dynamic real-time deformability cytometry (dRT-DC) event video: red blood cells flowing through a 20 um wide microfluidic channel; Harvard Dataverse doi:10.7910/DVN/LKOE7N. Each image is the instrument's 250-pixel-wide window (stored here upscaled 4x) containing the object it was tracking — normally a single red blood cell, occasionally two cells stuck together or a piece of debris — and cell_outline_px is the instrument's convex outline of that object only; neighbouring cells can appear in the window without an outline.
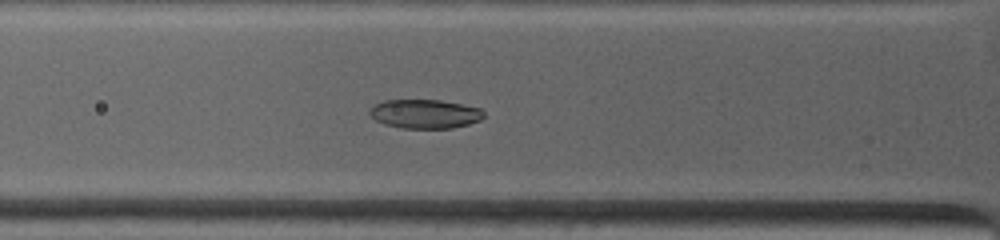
{"species": "common noctule bat (a hibernating species)", "species_latin": "Nyctalus noctula", "temperature_condition": "warm", "stored_images_in_passage": 44, "camera_frame_rate_fps": 4500, "um_per_image_px": 0.085, "animal": {"sex": "female", "body_mass_g": 19.0, "forearm_length_mm": 53.3}, "frame": {"image": 1, "passage_image": 7, "time_ms": 2.222, "image_size_px": [1000, 240], "cell_outline_px": [[484, 116], [480, 120], [468, 124], [452, 128], [404, 128], [384, 124], [376, 120], [368, 112], [376, 104], [384, 100], [440, 100], [480, 108], [484, 112]], "centroid_in_image_um": [36.13, 9.68], "position_along_channel_um": 89.7, "area_um2": 19.07}}
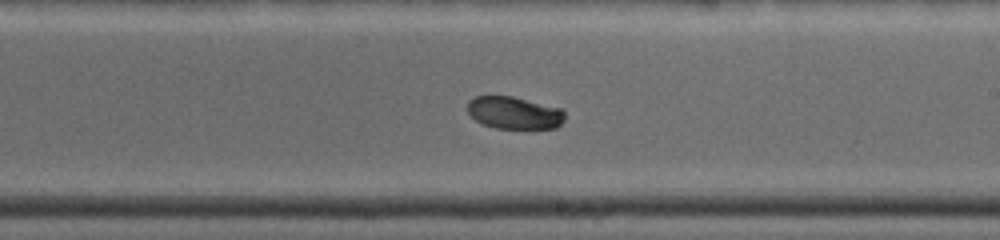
{"frame": {"image": 2, "passage_image": 19, "time_ms": 6.222, "image_size_px": [1000, 240], "cell_outline_px": [[564, 120], [556, 128], [496, 128], [484, 124], [476, 120], [468, 112], [468, 100], [476, 96], [512, 96], [560, 108], [564, 112]], "centroid_in_image_um": [43.7, 9.58], "position_along_channel_um": 245.3, "area_um2": 18.15}}
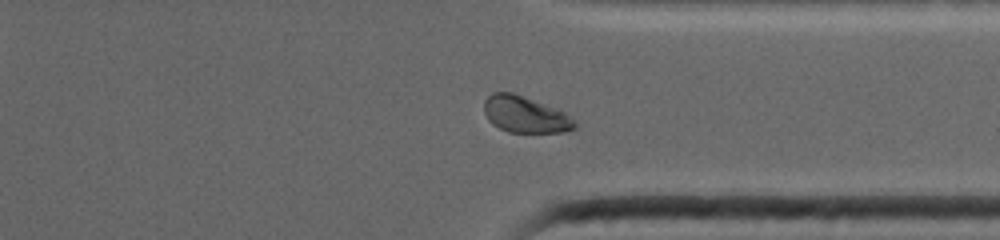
{"frame": {"image": 3, "passage_image": 32, "time_ms": 9.333, "image_size_px": [1000, 240], "cell_outline_px": [[576, 128], [564, 132], [508, 132], [492, 124], [488, 120], [484, 112], [484, 100], [492, 92], [512, 92], [556, 108], [564, 112], [576, 124]], "centroid_in_image_um": [44.6, 9.73], "position_along_channel_um": 366.8, "area_um2": 19.13}, "authors_computed_cell_mechanics": {"area_um2": 19.2474, "velocity_mm_per_s": 3.8976, "shape_relaxation_time_tau1_ms": 4.4304, "shape_relaxation_time_tau2_ms": null, "deformation_change_tau1": 0.1333, "deformation_change_tau2": null}}